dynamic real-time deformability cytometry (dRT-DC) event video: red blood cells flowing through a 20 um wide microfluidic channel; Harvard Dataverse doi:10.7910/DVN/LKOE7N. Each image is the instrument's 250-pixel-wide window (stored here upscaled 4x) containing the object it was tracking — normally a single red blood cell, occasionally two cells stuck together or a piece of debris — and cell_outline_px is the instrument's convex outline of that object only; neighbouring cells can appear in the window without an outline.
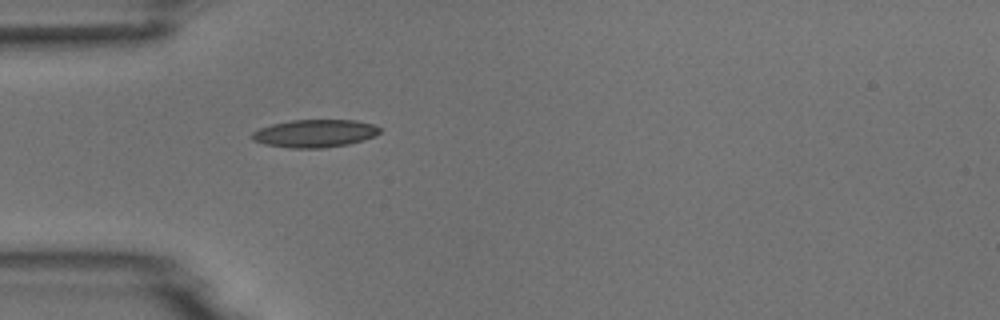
{"species": "common noctule bat (a hibernating species)", "species_latin": "Nyctalus noctula", "temperature_condition": "room temperature", "stored_images_in_passage": 1, "camera_frame_rate_fps": 3000, "um_per_image_px": 0.085, "animal": {"sex": "male", "body_mass_g": 18.8}, "frame": {"image": 1, "passage_image": 1, "time_ms": 0.0, "image_size_px": [1000, 320], "cell_outline_px": [[380, 132], [376, 136], [364, 140], [348, 144], [324, 148], [288, 148], [264, 144], [252, 140], [252, 132], [260, 128], [272, 124], [292, 120], [356, 120], [372, 124], [380, 128]], "centroid_in_image_um": [26.76, 11.34], "position_along_channel_um": 58.2, "area_um2": 20.75}}